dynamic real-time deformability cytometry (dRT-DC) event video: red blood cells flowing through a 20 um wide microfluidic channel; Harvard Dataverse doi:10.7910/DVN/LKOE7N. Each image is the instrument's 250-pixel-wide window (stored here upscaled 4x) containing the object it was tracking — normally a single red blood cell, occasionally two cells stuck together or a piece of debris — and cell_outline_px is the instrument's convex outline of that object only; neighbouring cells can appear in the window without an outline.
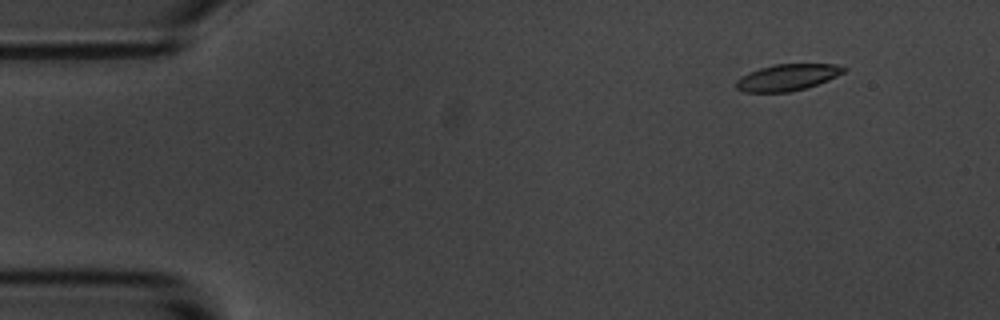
{"species": "common noctule bat (a hibernating species)", "species_latin": "Nyctalus noctula", "temperature_condition": "room temperature", "stored_images_in_passage": 5, "camera_frame_rate_fps": 3000, "um_per_image_px": 0.085, "animal": {"sex": "male", "body_mass_g": 20.1, "forearm_length_mm": 53.5}, "frame": {"image": 1, "passage_image": 2, "time_ms": 1.333, "image_size_px": [1000, 320], "cell_outline_px": [[848, 68], [844, 72], [828, 80], [804, 88], [788, 92], [744, 92], [736, 88], [736, 80], [748, 72], [760, 68], [776, 64], [836, 64]], "centroid_in_image_um": [66.92, 6.57], "position_along_channel_um": 18.1, "area_um2": 16.47}}
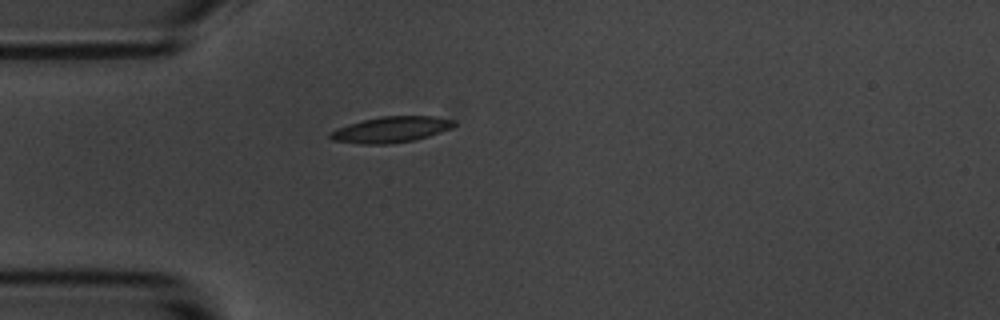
{"frame": {"image": 2, "passage_image": 5, "time_ms": 4.667, "image_size_px": [1000, 320], "cell_outline_px": [[456, 124], [452, 128], [416, 140], [388, 144], [360, 144], [332, 140], [328, 136], [328, 132], [336, 128], [348, 124], [380, 116], [436, 116], [456, 120]], "centroid_in_image_um": [33.24, 11.01], "position_along_channel_um": 51.8, "area_um2": 18.9}}